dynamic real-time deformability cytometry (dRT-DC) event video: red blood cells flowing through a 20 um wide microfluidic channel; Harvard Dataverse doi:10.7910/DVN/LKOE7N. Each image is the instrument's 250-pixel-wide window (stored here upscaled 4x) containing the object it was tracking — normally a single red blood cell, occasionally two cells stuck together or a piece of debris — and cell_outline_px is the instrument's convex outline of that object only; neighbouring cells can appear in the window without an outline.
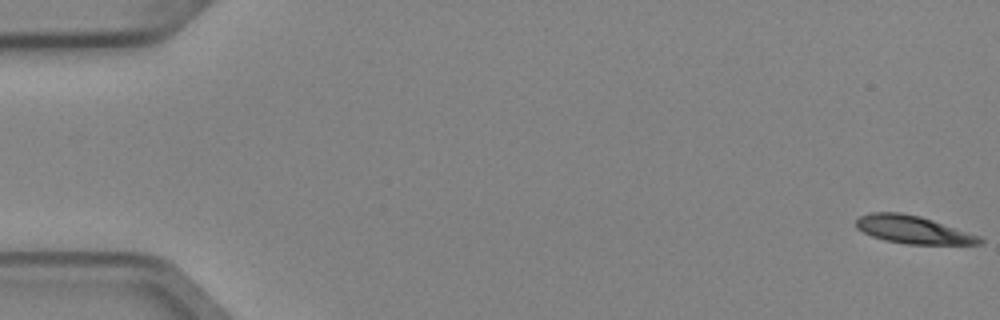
{"species": "Egyptian fruit bat (a non-hibernating species)", "species_latin": "Rousettus aegyptiacus", "temperature_condition": "cold", "stored_images_in_passage": 5, "camera_frame_rate_fps": 3000, "um_per_image_px": 0.085, "animal": {"sex": "female"}, "frame": {"image": 1, "passage_image": 1, "time_ms": 0.0, "image_size_px": [1000, 320], "cell_outline_px": [[984, 244], [908, 244], [884, 240], [872, 236], [856, 228], [856, 220], [860, 216], [872, 212], [900, 212], [920, 216], [980, 236], [984, 240]], "centroid_in_image_um": [77.61, 19.52], "position_along_channel_um": 7.4, "area_um2": 19.88}}
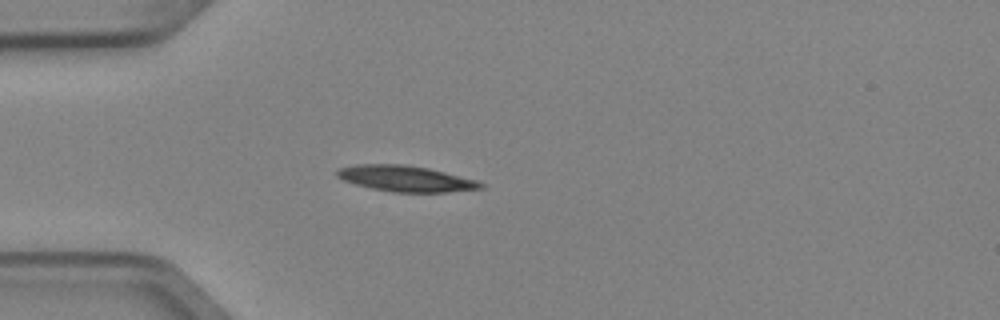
{"frame": {"image": 2, "passage_image": 5, "time_ms": 1.333, "image_size_px": [1000, 320], "cell_outline_px": [[484, 188], [448, 192], [392, 192], [372, 188], [356, 184], [344, 180], [336, 176], [336, 172], [340, 168], [356, 164], [404, 164], [428, 168], [476, 180], [484, 184]], "centroid_in_image_um": [34.48, 15.18], "position_along_channel_um": 50.5, "area_um2": 21.5}}